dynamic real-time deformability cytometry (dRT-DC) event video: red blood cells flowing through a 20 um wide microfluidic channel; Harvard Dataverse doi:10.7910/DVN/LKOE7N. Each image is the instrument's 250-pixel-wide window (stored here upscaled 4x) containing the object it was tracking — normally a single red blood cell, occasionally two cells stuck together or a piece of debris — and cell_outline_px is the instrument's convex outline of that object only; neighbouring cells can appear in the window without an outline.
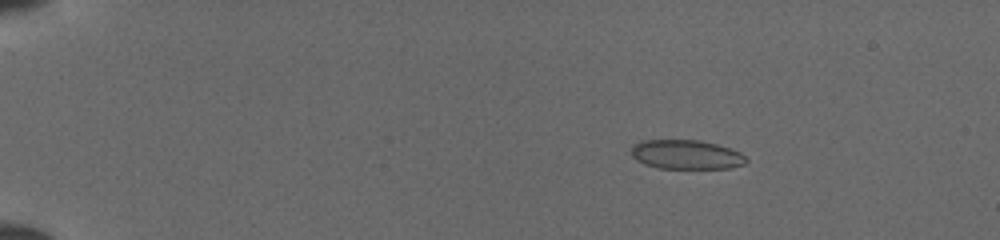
{"species": "common noctule bat (a hibernating species)", "species_latin": "Nyctalus noctula", "temperature_condition": "cold", "stored_images_in_passage": 48, "camera_frame_rate_fps": 3000, "um_per_image_px": 0.085, "animal": {"sex": "female", "body_mass_g": 19.5, "forearm_length_mm": 54.1}, "frame": {"image": 1, "passage_image": 8, "time_ms": 2.333, "image_size_px": [1000, 240], "cell_outline_px": [[748, 160], [744, 164], [732, 168], [660, 168], [644, 164], [636, 160], [632, 156], [632, 144], [640, 140], [700, 140], [716, 144], [740, 152]], "centroid_in_image_um": [58.31, 13.13], "position_along_channel_um": 26.7, "area_um2": 19.59}}
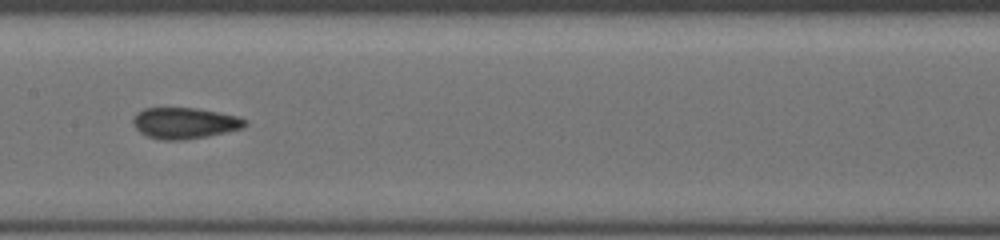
{"frame": {"image": 2, "passage_image": 25, "time_ms": 8.0, "image_size_px": [1000, 240], "cell_outline_px": [[248, 124], [244, 128], [208, 136], [184, 140], [160, 140], [148, 136], [140, 132], [136, 128], [132, 120], [144, 108], [196, 108], [220, 112], [240, 116], [248, 120]], "centroid_in_image_um": [15.77, 10.47], "position_along_channel_um": 191.6, "area_um2": 20.4}}
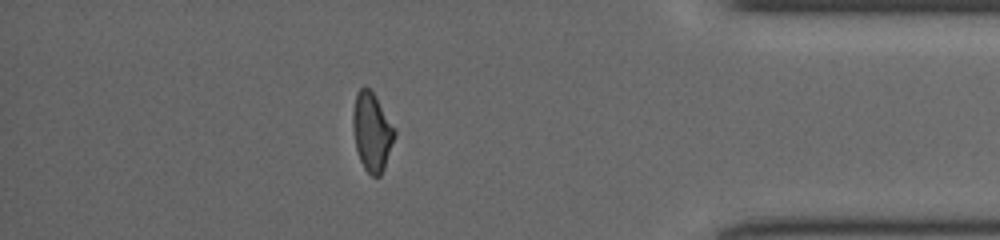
{"frame": {"image": 3, "passage_image": 42, "time_ms": 13.667, "image_size_px": [1000, 240], "cell_outline_px": [[396, 136], [384, 168], [380, 176], [372, 176], [364, 168], [360, 160], [356, 148], [352, 128], [352, 112], [356, 92], [364, 84], [376, 96], [396, 128]], "centroid_in_image_um": [31.62, 11.17], "position_along_channel_um": 403.6, "area_um2": 19.42}}